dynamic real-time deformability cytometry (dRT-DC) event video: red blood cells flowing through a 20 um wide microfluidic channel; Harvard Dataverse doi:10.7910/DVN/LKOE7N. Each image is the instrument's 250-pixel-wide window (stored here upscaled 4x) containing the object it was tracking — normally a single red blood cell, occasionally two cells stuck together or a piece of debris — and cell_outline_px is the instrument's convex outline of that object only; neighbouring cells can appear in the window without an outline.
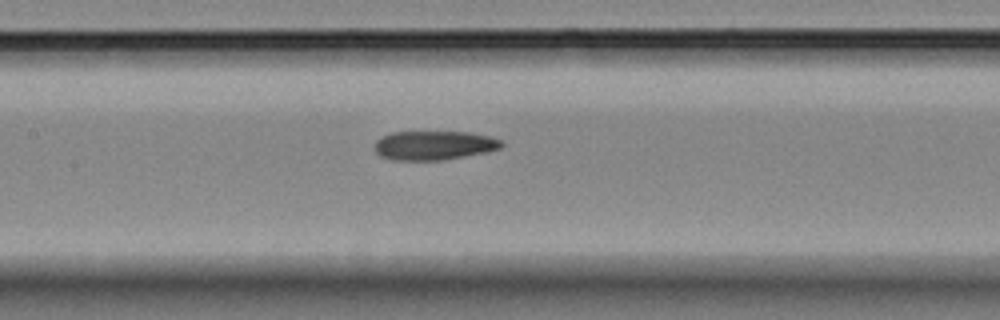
{"species": "Egyptian fruit bat (a non-hibernating species)", "species_latin": "Rousettus aegyptiacus", "temperature_condition": "room temperature", "stored_images_in_passage": 5, "segment_of_instrument_passage": [2, 2], "camera_frame_rate_fps": 3000, "um_per_image_px": 0.085, "animal": {"sex": "female"}, "frame": {"image": 1, "passage_image": 5, "time_ms": 4.667, "image_size_px": [1000, 320], "cell_outline_px": [[504, 144], [500, 148], [488, 152], [440, 160], [392, 160], [380, 156], [376, 152], [376, 140], [380, 136], [392, 132], [468, 132], [492, 136], [500, 140]], "centroid_in_image_um": [36.89, 12.35], "position_along_channel_um": 170.5, "area_um2": 21.56}}